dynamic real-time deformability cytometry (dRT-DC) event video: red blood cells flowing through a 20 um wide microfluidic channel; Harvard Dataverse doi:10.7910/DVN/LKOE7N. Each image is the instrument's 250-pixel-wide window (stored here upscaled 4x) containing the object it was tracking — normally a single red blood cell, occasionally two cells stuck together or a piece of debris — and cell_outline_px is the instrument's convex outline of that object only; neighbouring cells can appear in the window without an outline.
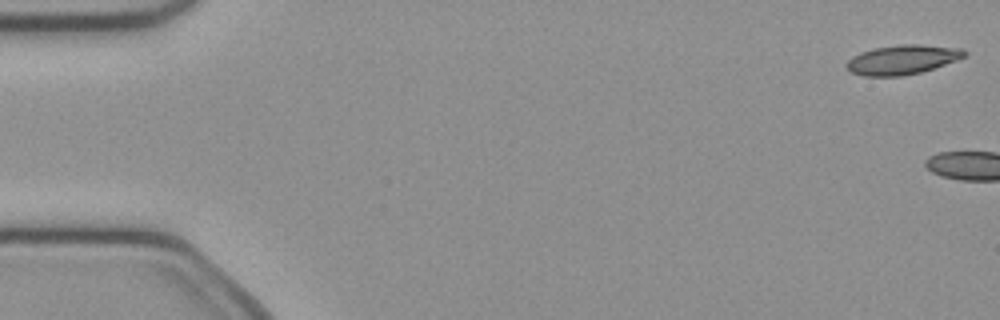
{"species": "common noctule bat (a hibernating species)", "species_latin": "Nyctalus noctula", "temperature_condition": "cold", "stored_images_in_passage": 4, "camera_frame_rate_fps": 3000, "um_per_image_px": 0.085, "animal": {"sex": "female", "body_mass_g": 21.9}, "frame": {"image": 1, "passage_image": 1, "time_ms": 0.0, "image_size_px": [1000, 320], "cell_outline_px": [[968, 52], [964, 56], [956, 60], [920, 72], [904, 76], [864, 76], [848, 72], [844, 68], [844, 64], [852, 56], [860, 52], [872, 48], [900, 44], [920, 44], [964, 48]], "centroid_in_image_um": [76.64, 5.06], "position_along_channel_um": 8.4, "area_um2": 20.52}}